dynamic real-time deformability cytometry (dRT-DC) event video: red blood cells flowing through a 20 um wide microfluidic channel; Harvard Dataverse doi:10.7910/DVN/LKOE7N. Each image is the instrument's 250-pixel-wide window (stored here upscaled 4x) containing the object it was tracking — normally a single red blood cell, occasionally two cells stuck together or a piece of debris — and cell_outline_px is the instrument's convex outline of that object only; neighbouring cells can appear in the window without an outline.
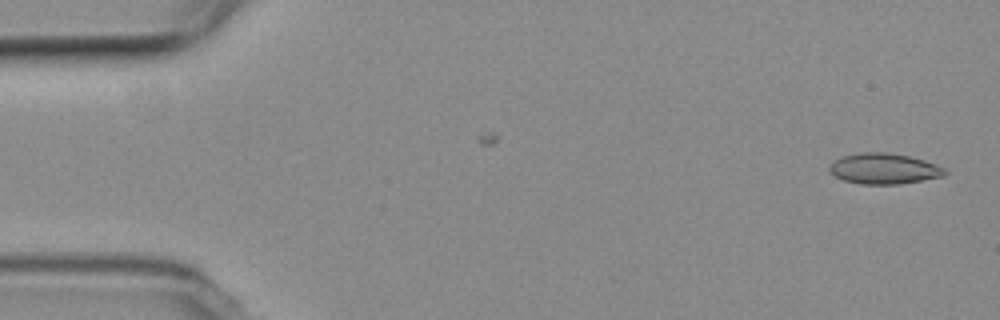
{"species": "common noctule bat (a hibernating species)", "species_latin": "Nyctalus noctula", "temperature_condition": "room temperature", "stored_images_in_passage": 2, "camera_frame_rate_fps": 3000, "um_per_image_px": 0.085, "animal": {"sex": "female", "body_mass_g": 19.3, "forearm_length_mm": 54.1}, "frame": {"image": 1, "passage_image": 2, "time_ms": 1.0, "image_size_px": [1000, 320], "cell_outline_px": [[948, 172], [944, 176], [900, 184], [860, 184], [844, 180], [836, 176], [828, 168], [840, 156], [860, 152], [888, 152], [908, 156], [924, 160], [936, 164], [944, 168]], "centroid_in_image_um": [75.16, 14.33], "position_along_channel_um": 9.8, "area_um2": 20.58}}